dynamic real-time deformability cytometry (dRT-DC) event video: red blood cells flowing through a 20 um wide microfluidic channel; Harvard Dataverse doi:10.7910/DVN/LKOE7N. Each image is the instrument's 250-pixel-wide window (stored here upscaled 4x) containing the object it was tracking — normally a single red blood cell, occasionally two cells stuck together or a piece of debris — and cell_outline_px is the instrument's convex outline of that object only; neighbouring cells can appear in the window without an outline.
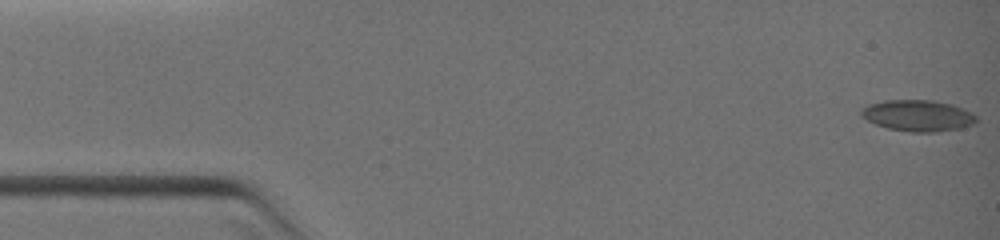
{"species": "common noctule bat (a hibernating species)", "species_latin": "Nyctalus noctula", "temperature_condition": "warm", "stored_images_in_passage": 8, "camera_frame_rate_fps": 3000, "um_per_image_px": 0.085, "animal": {"sex": "female", "body_mass_g": 19.0, "forearm_length_mm": 51.5}, "frame": {"image": 1, "passage_image": 1, "time_ms": 0.0, "image_size_px": [1000, 240], "cell_outline_px": [[976, 120], [972, 124], [960, 128], [936, 132], [912, 132], [888, 128], [876, 124], [860, 116], [860, 112], [868, 104], [884, 100], [932, 100], [952, 104], [972, 112], [976, 116]], "centroid_in_image_um": [78.01, 9.82], "position_along_channel_um": 7.0, "area_um2": 20.87}}
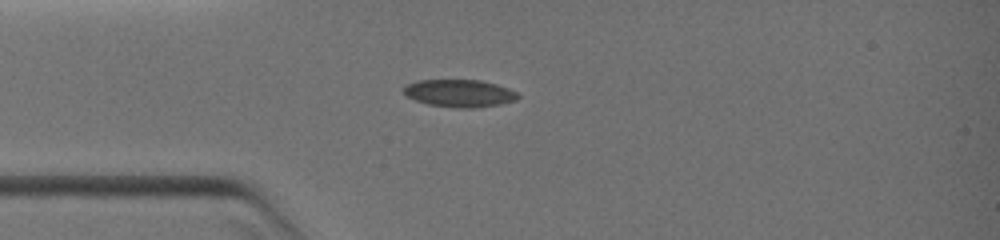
{"frame": {"image": 2, "passage_image": 6, "time_ms": 3.333, "image_size_px": [1000, 240], "cell_outline_px": [[520, 96], [516, 100], [500, 104], [476, 108], [460, 108], [428, 104], [416, 100], [408, 96], [404, 92], [404, 88], [408, 84], [416, 80], [480, 80], [496, 84], [508, 88], [516, 92]], "centroid_in_image_um": [39.09, 7.92], "position_along_channel_um": 45.9, "area_um2": 18.15}}
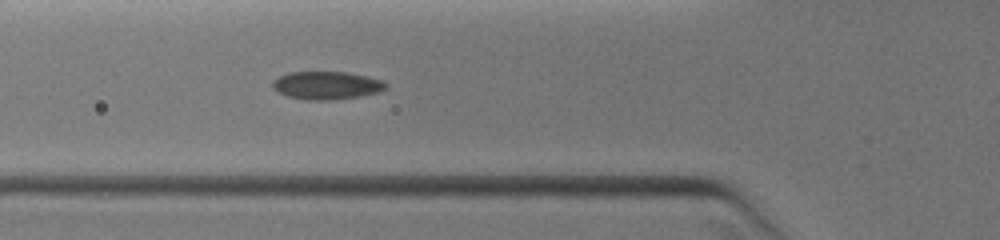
{"frame": {"image": 3, "passage_image": 8, "time_ms": 4.667, "image_size_px": [1000, 240], "cell_outline_px": [[388, 88], [380, 92], [360, 96], [336, 100], [308, 100], [288, 96], [276, 92], [272, 88], [272, 80], [288, 72], [348, 72], [368, 76], [384, 80], [388, 84]], "centroid_in_image_um": [27.8, 7.26], "position_along_channel_um": 98.0, "area_um2": 18.84}}